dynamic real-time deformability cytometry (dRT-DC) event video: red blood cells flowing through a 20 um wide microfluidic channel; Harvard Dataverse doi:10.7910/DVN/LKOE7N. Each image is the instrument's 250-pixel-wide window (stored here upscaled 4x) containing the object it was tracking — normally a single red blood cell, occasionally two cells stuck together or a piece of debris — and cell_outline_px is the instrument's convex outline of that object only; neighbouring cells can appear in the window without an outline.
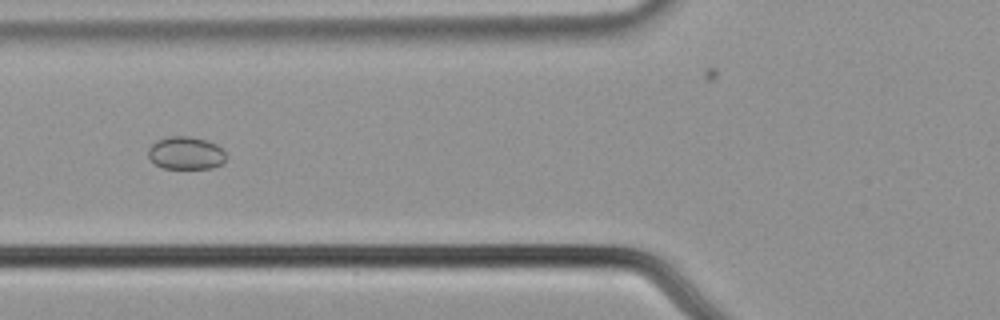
{"species": "common noctule bat (a hibernating species)", "species_latin": "Nyctalus noctula", "temperature_condition": "cold", "stored_images_in_passage": 42, "camera_frame_rate_fps": 3000, "um_per_image_px": 0.085, "animal": {"sex": "male", "body_mass_g": 21.5, "forearm_length_mm": 52.0}, "frame": {"image": 1, "passage_image": 7, "time_ms": 2.0, "image_size_px": [1000, 320], "cell_outline_px": [[228, 156], [224, 164], [212, 168], [164, 168], [156, 164], [148, 156], [148, 148], [156, 140], [168, 136], [192, 136], [208, 140], [216, 144]], "centroid_in_image_um": [15.83, 13.0], "position_along_channel_um": 110.0, "area_um2": 15.09}}
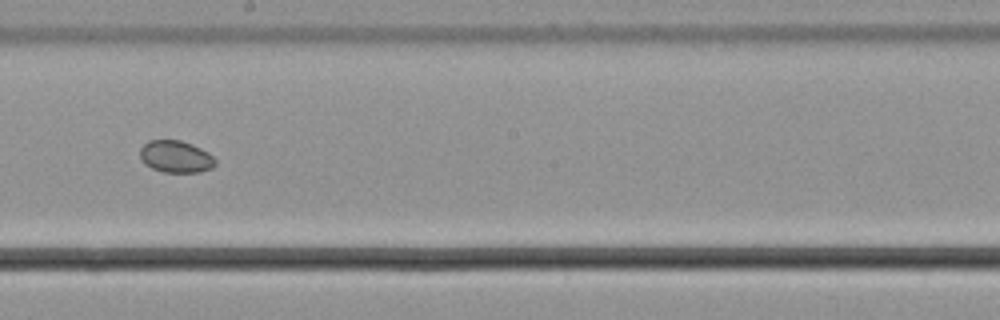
{"frame": {"image": 2, "passage_image": 17, "time_ms": 5.333, "image_size_px": [1000, 320], "cell_outline_px": [[216, 164], [212, 168], [200, 172], [164, 172], [152, 168], [144, 164], [140, 160], [140, 148], [148, 140], [180, 140], [192, 144], [208, 152], [216, 160]], "centroid_in_image_um": [14.93, 13.31], "position_along_channel_um": 233.3, "area_um2": 14.16}}
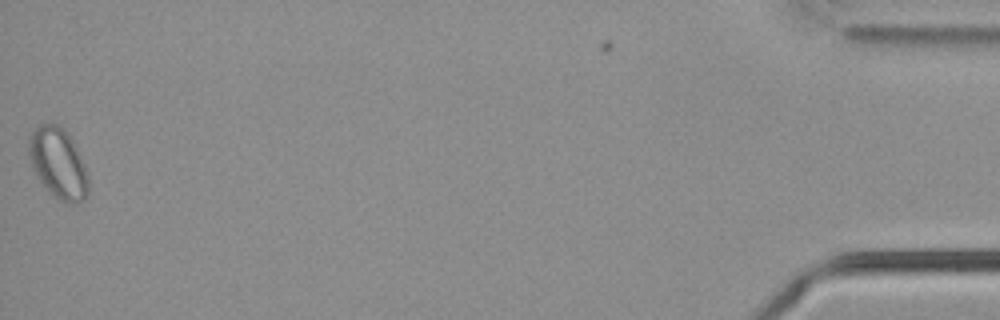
{"frame": {"image": 3, "passage_image": 41, "time_ms": 13.333, "image_size_px": [1000, 320], "cell_outline_px": [[88, 192], [84, 200], [68, 204], [60, 200], [48, 192], [36, 176], [28, 152], [28, 136], [40, 124], [56, 124], [64, 128], [76, 148], [84, 164], [88, 176]], "centroid_in_image_um": [4.93, 13.89], "position_along_channel_um": 430.3, "area_um2": 24.33}}